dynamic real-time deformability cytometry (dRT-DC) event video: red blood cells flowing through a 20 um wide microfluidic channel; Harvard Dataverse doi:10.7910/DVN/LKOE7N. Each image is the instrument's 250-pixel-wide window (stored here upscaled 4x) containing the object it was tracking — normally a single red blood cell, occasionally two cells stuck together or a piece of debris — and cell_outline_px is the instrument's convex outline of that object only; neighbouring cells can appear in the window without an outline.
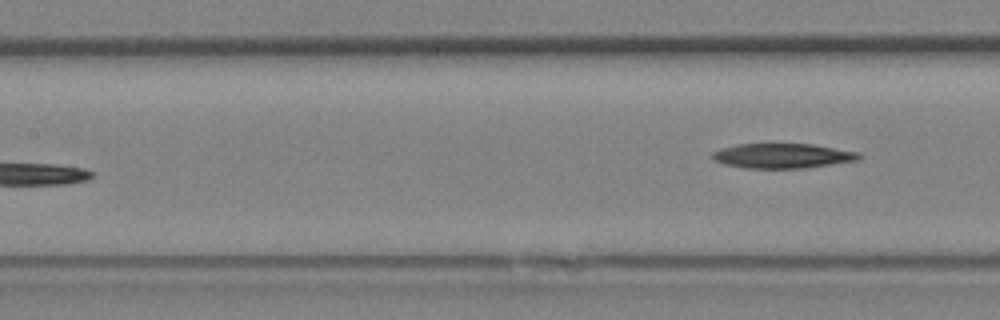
{"species": "Egyptian fruit bat (a non-hibernating species)", "species_latin": "Rousettus aegyptiacus", "temperature_condition": "room temperature", "stored_images_in_passage": 9, "segment_of_instrument_passage": [2, 2], "camera_frame_rate_fps": 3000, "um_per_image_px": 0.085, "animal": {"sex": "female"}, "frame": {"image": 1, "passage_image": 9, "time_ms": 2.667, "image_size_px": [1000, 320], "cell_outline_px": [[864, 156], [860, 160], [804, 168], [744, 168], [724, 164], [716, 160], [712, 156], [712, 152], [720, 148], [736, 144], [812, 144], [860, 152]], "centroid_in_image_um": [66.56, 13.24], "position_along_channel_um": 140.8, "area_um2": 21.27}}